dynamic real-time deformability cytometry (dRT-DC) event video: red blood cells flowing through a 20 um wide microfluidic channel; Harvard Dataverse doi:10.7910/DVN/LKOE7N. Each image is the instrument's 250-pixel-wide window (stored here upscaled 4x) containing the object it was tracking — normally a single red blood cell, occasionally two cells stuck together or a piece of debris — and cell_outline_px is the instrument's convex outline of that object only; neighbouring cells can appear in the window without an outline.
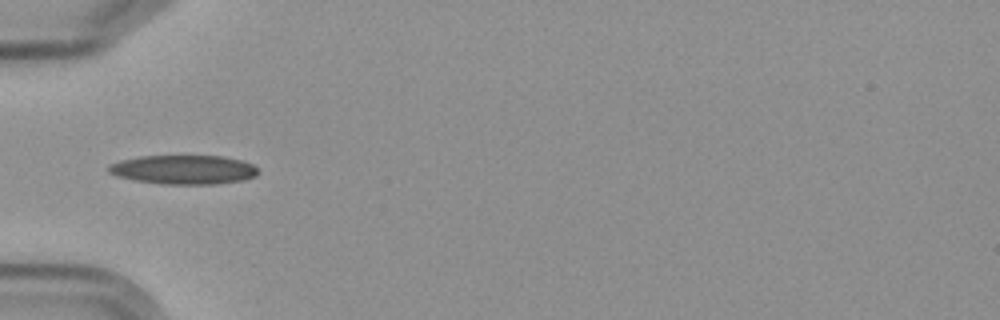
{"species": "Egyptian fruit bat (a non-hibernating species)", "species_latin": "Rousettus aegyptiacus", "temperature_condition": "cold", "stored_images_in_passage": 6, "camera_frame_rate_fps": 3000, "um_per_image_px": 0.085, "frame": {"image": 1, "passage_image": 4, "time_ms": 4.667, "image_size_px": [1000, 320], "cell_outline_px": [[256, 176], [244, 180], [216, 184], [160, 184], [136, 180], [116, 176], [108, 172], [108, 164], [120, 160], [140, 156], [224, 156], [244, 160], [252, 164], [256, 168]], "centroid_in_image_um": [15.6, 14.42], "position_along_channel_um": 69.4, "area_um2": 25.49}}
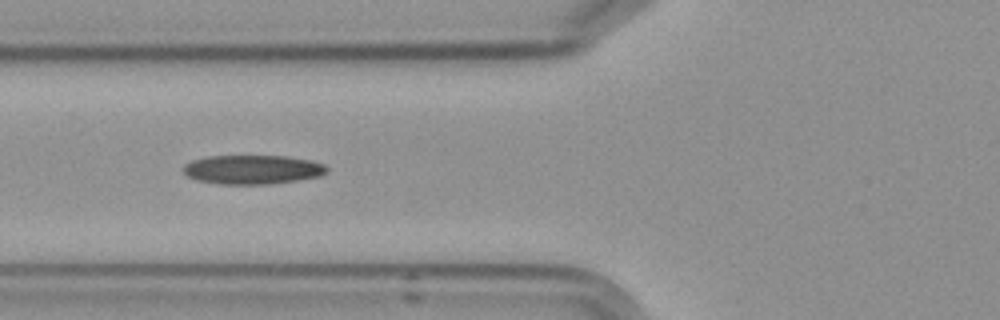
{"frame": {"image": 2, "passage_image": 5, "time_ms": 5.667, "image_size_px": [1000, 320], "cell_outline_px": [[328, 172], [320, 176], [296, 180], [268, 184], [220, 184], [196, 180], [188, 176], [184, 172], [184, 164], [192, 160], [208, 156], [288, 156], [312, 160], [324, 164], [328, 168]], "centroid_in_image_um": [21.48, 14.4], "position_along_channel_um": 104.3, "area_um2": 24.39}}
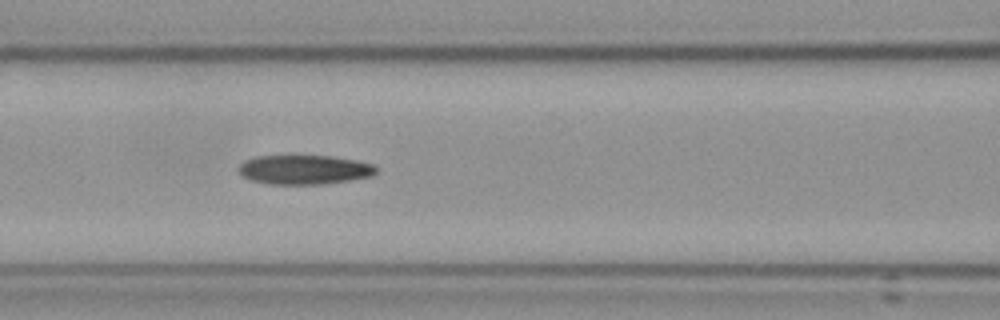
{"frame": {"image": 3, "passage_image": 6, "time_ms": 6.667, "image_size_px": [1000, 320], "cell_outline_px": [[376, 172], [372, 176], [348, 180], [320, 184], [268, 184], [252, 180], [244, 176], [240, 172], [240, 164], [244, 160], [256, 156], [332, 156], [356, 160], [372, 164], [376, 168]], "centroid_in_image_um": [25.87, 14.41], "position_along_channel_um": 140.7, "area_um2": 23.24}}